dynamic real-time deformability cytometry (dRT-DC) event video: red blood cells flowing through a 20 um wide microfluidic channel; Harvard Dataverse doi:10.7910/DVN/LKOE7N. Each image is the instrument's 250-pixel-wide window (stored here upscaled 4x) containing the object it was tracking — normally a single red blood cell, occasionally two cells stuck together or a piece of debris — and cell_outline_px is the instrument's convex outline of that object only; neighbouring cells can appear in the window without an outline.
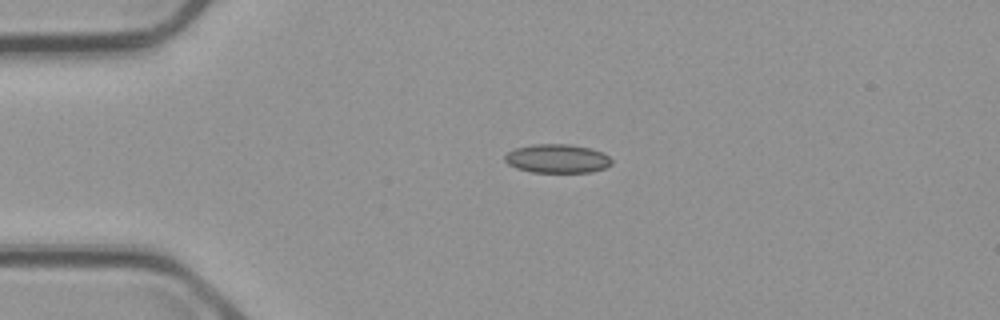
{"species": "common noctule bat (a hibernating species)", "species_latin": "Nyctalus noctula", "temperature_condition": "cold", "stored_images_in_passage": 5, "camera_frame_rate_fps": 3000, "um_per_image_px": 0.085, "animal": {"sex": "male", "body_mass_g": 23.1, "forearm_length_mm": 52.7}, "frame": {"image": 1, "passage_image": 3, "time_ms": 2.333, "image_size_px": [1000, 320], "cell_outline_px": [[612, 164], [604, 168], [592, 172], [532, 172], [516, 168], [508, 164], [504, 160], [504, 156], [508, 152], [516, 148], [532, 144], [572, 144], [604, 152], [612, 160]], "centroid_in_image_um": [47.37, 13.48], "position_along_channel_um": 37.6, "area_um2": 17.98}}